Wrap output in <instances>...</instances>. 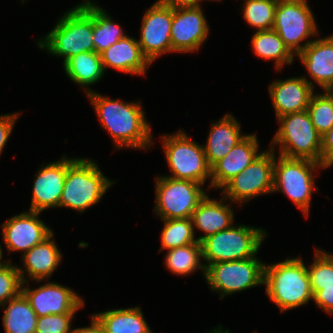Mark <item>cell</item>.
I'll return each mask as SVG.
<instances>
[{
	"instance_id": "cell-1",
	"label": "cell",
	"mask_w": 333,
	"mask_h": 333,
	"mask_svg": "<svg viewBox=\"0 0 333 333\" xmlns=\"http://www.w3.org/2000/svg\"><path fill=\"white\" fill-rule=\"evenodd\" d=\"M86 95L94 106L101 127L108 131L117 150H149L155 144L141 101L124 102L103 96L96 90Z\"/></svg>"
},
{
	"instance_id": "cell-2",
	"label": "cell",
	"mask_w": 333,
	"mask_h": 333,
	"mask_svg": "<svg viewBox=\"0 0 333 333\" xmlns=\"http://www.w3.org/2000/svg\"><path fill=\"white\" fill-rule=\"evenodd\" d=\"M58 19L53 29L37 41L39 49L62 57L63 63L79 53L95 52L92 0H84Z\"/></svg>"
},
{
	"instance_id": "cell-3",
	"label": "cell",
	"mask_w": 333,
	"mask_h": 333,
	"mask_svg": "<svg viewBox=\"0 0 333 333\" xmlns=\"http://www.w3.org/2000/svg\"><path fill=\"white\" fill-rule=\"evenodd\" d=\"M266 295L281 313L308 304L313 299L307 266L302 257L265 264Z\"/></svg>"
},
{
	"instance_id": "cell-4",
	"label": "cell",
	"mask_w": 333,
	"mask_h": 333,
	"mask_svg": "<svg viewBox=\"0 0 333 333\" xmlns=\"http://www.w3.org/2000/svg\"><path fill=\"white\" fill-rule=\"evenodd\" d=\"M115 181L108 179L92 159L78 157L67 169L59 208L79 213L100 202Z\"/></svg>"
},
{
	"instance_id": "cell-5",
	"label": "cell",
	"mask_w": 333,
	"mask_h": 333,
	"mask_svg": "<svg viewBox=\"0 0 333 333\" xmlns=\"http://www.w3.org/2000/svg\"><path fill=\"white\" fill-rule=\"evenodd\" d=\"M318 169H326V166L308 159L276 157L274 150L273 193H284L307 218L312 192H319L315 187L317 175L314 174Z\"/></svg>"
},
{
	"instance_id": "cell-6",
	"label": "cell",
	"mask_w": 333,
	"mask_h": 333,
	"mask_svg": "<svg viewBox=\"0 0 333 333\" xmlns=\"http://www.w3.org/2000/svg\"><path fill=\"white\" fill-rule=\"evenodd\" d=\"M267 235V231L261 227L234 224L231 228L210 235L200 242L202 258L206 261L203 264L206 268L216 262L255 257Z\"/></svg>"
},
{
	"instance_id": "cell-7",
	"label": "cell",
	"mask_w": 333,
	"mask_h": 333,
	"mask_svg": "<svg viewBox=\"0 0 333 333\" xmlns=\"http://www.w3.org/2000/svg\"><path fill=\"white\" fill-rule=\"evenodd\" d=\"M277 121L280 126L271 141L272 150L278 146L279 155L321 164V136L307 110L280 116Z\"/></svg>"
},
{
	"instance_id": "cell-8",
	"label": "cell",
	"mask_w": 333,
	"mask_h": 333,
	"mask_svg": "<svg viewBox=\"0 0 333 333\" xmlns=\"http://www.w3.org/2000/svg\"><path fill=\"white\" fill-rule=\"evenodd\" d=\"M163 144L166 162L171 174L167 177L177 180H190L205 185L210 180L211 166L209 165L203 145L190 139L184 130L160 136Z\"/></svg>"
},
{
	"instance_id": "cell-9",
	"label": "cell",
	"mask_w": 333,
	"mask_h": 333,
	"mask_svg": "<svg viewBox=\"0 0 333 333\" xmlns=\"http://www.w3.org/2000/svg\"><path fill=\"white\" fill-rule=\"evenodd\" d=\"M317 27L307 0H278L272 29L295 57L313 41L307 38L319 36Z\"/></svg>"
},
{
	"instance_id": "cell-10",
	"label": "cell",
	"mask_w": 333,
	"mask_h": 333,
	"mask_svg": "<svg viewBox=\"0 0 333 333\" xmlns=\"http://www.w3.org/2000/svg\"><path fill=\"white\" fill-rule=\"evenodd\" d=\"M265 264L257 256L209 264L205 280L211 291L219 293L221 300L236 292L264 285Z\"/></svg>"
},
{
	"instance_id": "cell-11",
	"label": "cell",
	"mask_w": 333,
	"mask_h": 333,
	"mask_svg": "<svg viewBox=\"0 0 333 333\" xmlns=\"http://www.w3.org/2000/svg\"><path fill=\"white\" fill-rule=\"evenodd\" d=\"M203 187L190 180H177L166 175L155 177V215L160 219L191 218L198 203L207 194Z\"/></svg>"
},
{
	"instance_id": "cell-12",
	"label": "cell",
	"mask_w": 333,
	"mask_h": 333,
	"mask_svg": "<svg viewBox=\"0 0 333 333\" xmlns=\"http://www.w3.org/2000/svg\"><path fill=\"white\" fill-rule=\"evenodd\" d=\"M274 150L263 151L240 174L228 181L220 190L228 201L242 207L260 195L273 193ZM243 204V205H242Z\"/></svg>"
},
{
	"instance_id": "cell-13",
	"label": "cell",
	"mask_w": 333,
	"mask_h": 333,
	"mask_svg": "<svg viewBox=\"0 0 333 333\" xmlns=\"http://www.w3.org/2000/svg\"><path fill=\"white\" fill-rule=\"evenodd\" d=\"M172 19L173 7L161 0L155 1L144 13L138 43L151 64L159 56L172 52Z\"/></svg>"
},
{
	"instance_id": "cell-14",
	"label": "cell",
	"mask_w": 333,
	"mask_h": 333,
	"mask_svg": "<svg viewBox=\"0 0 333 333\" xmlns=\"http://www.w3.org/2000/svg\"><path fill=\"white\" fill-rule=\"evenodd\" d=\"M202 6L173 8L172 52H197L209 36L208 21Z\"/></svg>"
},
{
	"instance_id": "cell-15",
	"label": "cell",
	"mask_w": 333,
	"mask_h": 333,
	"mask_svg": "<svg viewBox=\"0 0 333 333\" xmlns=\"http://www.w3.org/2000/svg\"><path fill=\"white\" fill-rule=\"evenodd\" d=\"M22 283V293L38 317L52 314L76 313L85 303L73 289L56 282H46L36 289Z\"/></svg>"
},
{
	"instance_id": "cell-16",
	"label": "cell",
	"mask_w": 333,
	"mask_h": 333,
	"mask_svg": "<svg viewBox=\"0 0 333 333\" xmlns=\"http://www.w3.org/2000/svg\"><path fill=\"white\" fill-rule=\"evenodd\" d=\"M62 158L42 164L38 168L32 187V199L29 211L42 213L46 209L59 208V200L64 189L68 167L77 159Z\"/></svg>"
},
{
	"instance_id": "cell-17",
	"label": "cell",
	"mask_w": 333,
	"mask_h": 333,
	"mask_svg": "<svg viewBox=\"0 0 333 333\" xmlns=\"http://www.w3.org/2000/svg\"><path fill=\"white\" fill-rule=\"evenodd\" d=\"M39 215L40 212L27 210L1 224L8 253L22 251L24 254L53 233Z\"/></svg>"
},
{
	"instance_id": "cell-18",
	"label": "cell",
	"mask_w": 333,
	"mask_h": 333,
	"mask_svg": "<svg viewBox=\"0 0 333 333\" xmlns=\"http://www.w3.org/2000/svg\"><path fill=\"white\" fill-rule=\"evenodd\" d=\"M256 134H246L229 152L211 167V189H221L240 174L263 152L259 151Z\"/></svg>"
},
{
	"instance_id": "cell-19",
	"label": "cell",
	"mask_w": 333,
	"mask_h": 333,
	"mask_svg": "<svg viewBox=\"0 0 333 333\" xmlns=\"http://www.w3.org/2000/svg\"><path fill=\"white\" fill-rule=\"evenodd\" d=\"M303 76L277 79L269 85V95L276 118L306 111L315 88Z\"/></svg>"
},
{
	"instance_id": "cell-20",
	"label": "cell",
	"mask_w": 333,
	"mask_h": 333,
	"mask_svg": "<svg viewBox=\"0 0 333 333\" xmlns=\"http://www.w3.org/2000/svg\"><path fill=\"white\" fill-rule=\"evenodd\" d=\"M53 236L54 232L44 241L21 255L23 267L17 266V269L22 283L28 282L27 279L29 278L31 281L42 283L49 279L60 265L63 254L59 251L58 243L54 241Z\"/></svg>"
},
{
	"instance_id": "cell-21",
	"label": "cell",
	"mask_w": 333,
	"mask_h": 333,
	"mask_svg": "<svg viewBox=\"0 0 333 333\" xmlns=\"http://www.w3.org/2000/svg\"><path fill=\"white\" fill-rule=\"evenodd\" d=\"M296 57L314 80H307L313 88L316 83L325 91L333 84V34L314 39Z\"/></svg>"
},
{
	"instance_id": "cell-22",
	"label": "cell",
	"mask_w": 333,
	"mask_h": 333,
	"mask_svg": "<svg viewBox=\"0 0 333 333\" xmlns=\"http://www.w3.org/2000/svg\"><path fill=\"white\" fill-rule=\"evenodd\" d=\"M100 57L105 72L108 67L121 73L140 76L145 75L151 65L142 53L138 40L128 35L101 52Z\"/></svg>"
},
{
	"instance_id": "cell-23",
	"label": "cell",
	"mask_w": 333,
	"mask_h": 333,
	"mask_svg": "<svg viewBox=\"0 0 333 333\" xmlns=\"http://www.w3.org/2000/svg\"><path fill=\"white\" fill-rule=\"evenodd\" d=\"M219 200L210 198L206 194L193 211L191 216L193 228L204 233L197 238L198 242L234 225V209L231 207L233 205L225 203L227 199L223 196Z\"/></svg>"
},
{
	"instance_id": "cell-24",
	"label": "cell",
	"mask_w": 333,
	"mask_h": 333,
	"mask_svg": "<svg viewBox=\"0 0 333 333\" xmlns=\"http://www.w3.org/2000/svg\"><path fill=\"white\" fill-rule=\"evenodd\" d=\"M241 125L231 113H227L220 120L212 122L204 152L209 165L212 167L224 158L228 152L244 137Z\"/></svg>"
},
{
	"instance_id": "cell-25",
	"label": "cell",
	"mask_w": 333,
	"mask_h": 333,
	"mask_svg": "<svg viewBox=\"0 0 333 333\" xmlns=\"http://www.w3.org/2000/svg\"><path fill=\"white\" fill-rule=\"evenodd\" d=\"M63 69L66 76L81 86L86 94L93 91L91 85L101 80L105 72L100 54L96 52H83L70 57L63 63Z\"/></svg>"
},
{
	"instance_id": "cell-26",
	"label": "cell",
	"mask_w": 333,
	"mask_h": 333,
	"mask_svg": "<svg viewBox=\"0 0 333 333\" xmlns=\"http://www.w3.org/2000/svg\"><path fill=\"white\" fill-rule=\"evenodd\" d=\"M105 333H153L140 306L111 309L93 314Z\"/></svg>"
},
{
	"instance_id": "cell-27",
	"label": "cell",
	"mask_w": 333,
	"mask_h": 333,
	"mask_svg": "<svg viewBox=\"0 0 333 333\" xmlns=\"http://www.w3.org/2000/svg\"><path fill=\"white\" fill-rule=\"evenodd\" d=\"M251 46L253 52L259 58L267 61L274 60V66L278 72L285 65H292L295 58L279 34L273 29L253 33Z\"/></svg>"
},
{
	"instance_id": "cell-28",
	"label": "cell",
	"mask_w": 333,
	"mask_h": 333,
	"mask_svg": "<svg viewBox=\"0 0 333 333\" xmlns=\"http://www.w3.org/2000/svg\"><path fill=\"white\" fill-rule=\"evenodd\" d=\"M1 307L5 333H35L38 316L22 292Z\"/></svg>"
},
{
	"instance_id": "cell-29",
	"label": "cell",
	"mask_w": 333,
	"mask_h": 333,
	"mask_svg": "<svg viewBox=\"0 0 333 333\" xmlns=\"http://www.w3.org/2000/svg\"><path fill=\"white\" fill-rule=\"evenodd\" d=\"M164 259L166 268L175 275L186 276L201 270L203 277H205L200 242L168 250Z\"/></svg>"
},
{
	"instance_id": "cell-30",
	"label": "cell",
	"mask_w": 333,
	"mask_h": 333,
	"mask_svg": "<svg viewBox=\"0 0 333 333\" xmlns=\"http://www.w3.org/2000/svg\"><path fill=\"white\" fill-rule=\"evenodd\" d=\"M96 3L93 2V44L95 52L100 54L128 34H125L122 27L113 22L107 11Z\"/></svg>"
},
{
	"instance_id": "cell-31",
	"label": "cell",
	"mask_w": 333,
	"mask_h": 333,
	"mask_svg": "<svg viewBox=\"0 0 333 333\" xmlns=\"http://www.w3.org/2000/svg\"><path fill=\"white\" fill-rule=\"evenodd\" d=\"M161 220L164 223V227L161 231V247L159 252L198 242L197 238H195L191 218Z\"/></svg>"
},
{
	"instance_id": "cell-32",
	"label": "cell",
	"mask_w": 333,
	"mask_h": 333,
	"mask_svg": "<svg viewBox=\"0 0 333 333\" xmlns=\"http://www.w3.org/2000/svg\"><path fill=\"white\" fill-rule=\"evenodd\" d=\"M277 3L278 0H246L242 7L243 18L256 31L271 30Z\"/></svg>"
},
{
	"instance_id": "cell-33",
	"label": "cell",
	"mask_w": 333,
	"mask_h": 333,
	"mask_svg": "<svg viewBox=\"0 0 333 333\" xmlns=\"http://www.w3.org/2000/svg\"><path fill=\"white\" fill-rule=\"evenodd\" d=\"M307 111L316 131L322 137L333 126V99L326 91L313 93Z\"/></svg>"
},
{
	"instance_id": "cell-34",
	"label": "cell",
	"mask_w": 333,
	"mask_h": 333,
	"mask_svg": "<svg viewBox=\"0 0 333 333\" xmlns=\"http://www.w3.org/2000/svg\"><path fill=\"white\" fill-rule=\"evenodd\" d=\"M326 252L316 247L314 260L307 266L313 294L323 287L333 286V257Z\"/></svg>"
},
{
	"instance_id": "cell-35",
	"label": "cell",
	"mask_w": 333,
	"mask_h": 333,
	"mask_svg": "<svg viewBox=\"0 0 333 333\" xmlns=\"http://www.w3.org/2000/svg\"><path fill=\"white\" fill-rule=\"evenodd\" d=\"M22 292V280L17 265L6 259L0 263V307Z\"/></svg>"
},
{
	"instance_id": "cell-36",
	"label": "cell",
	"mask_w": 333,
	"mask_h": 333,
	"mask_svg": "<svg viewBox=\"0 0 333 333\" xmlns=\"http://www.w3.org/2000/svg\"><path fill=\"white\" fill-rule=\"evenodd\" d=\"M76 313L52 314L38 317L35 333H72L71 321Z\"/></svg>"
},
{
	"instance_id": "cell-37",
	"label": "cell",
	"mask_w": 333,
	"mask_h": 333,
	"mask_svg": "<svg viewBox=\"0 0 333 333\" xmlns=\"http://www.w3.org/2000/svg\"><path fill=\"white\" fill-rule=\"evenodd\" d=\"M21 113L0 115V156Z\"/></svg>"
},
{
	"instance_id": "cell-38",
	"label": "cell",
	"mask_w": 333,
	"mask_h": 333,
	"mask_svg": "<svg viewBox=\"0 0 333 333\" xmlns=\"http://www.w3.org/2000/svg\"><path fill=\"white\" fill-rule=\"evenodd\" d=\"M316 306L323 309L324 312L333 315V286L323 287V289L316 291L312 299Z\"/></svg>"
},
{
	"instance_id": "cell-39",
	"label": "cell",
	"mask_w": 333,
	"mask_h": 333,
	"mask_svg": "<svg viewBox=\"0 0 333 333\" xmlns=\"http://www.w3.org/2000/svg\"><path fill=\"white\" fill-rule=\"evenodd\" d=\"M333 160V126L321 137V164L327 166Z\"/></svg>"
},
{
	"instance_id": "cell-40",
	"label": "cell",
	"mask_w": 333,
	"mask_h": 333,
	"mask_svg": "<svg viewBox=\"0 0 333 333\" xmlns=\"http://www.w3.org/2000/svg\"><path fill=\"white\" fill-rule=\"evenodd\" d=\"M90 317L91 323L89 326L73 329L72 333H105L97 318L93 314Z\"/></svg>"
},
{
	"instance_id": "cell-41",
	"label": "cell",
	"mask_w": 333,
	"mask_h": 333,
	"mask_svg": "<svg viewBox=\"0 0 333 333\" xmlns=\"http://www.w3.org/2000/svg\"><path fill=\"white\" fill-rule=\"evenodd\" d=\"M173 8L201 6V0H161Z\"/></svg>"
},
{
	"instance_id": "cell-42",
	"label": "cell",
	"mask_w": 333,
	"mask_h": 333,
	"mask_svg": "<svg viewBox=\"0 0 333 333\" xmlns=\"http://www.w3.org/2000/svg\"><path fill=\"white\" fill-rule=\"evenodd\" d=\"M208 333H231L228 329L223 330L221 324L219 327H214V329L210 330Z\"/></svg>"
},
{
	"instance_id": "cell-43",
	"label": "cell",
	"mask_w": 333,
	"mask_h": 333,
	"mask_svg": "<svg viewBox=\"0 0 333 333\" xmlns=\"http://www.w3.org/2000/svg\"><path fill=\"white\" fill-rule=\"evenodd\" d=\"M328 95L333 99V84L330 85L326 90H325Z\"/></svg>"
},
{
	"instance_id": "cell-44",
	"label": "cell",
	"mask_w": 333,
	"mask_h": 333,
	"mask_svg": "<svg viewBox=\"0 0 333 333\" xmlns=\"http://www.w3.org/2000/svg\"><path fill=\"white\" fill-rule=\"evenodd\" d=\"M2 257H3V250H2L1 243H0V263L4 261V260H2Z\"/></svg>"
},
{
	"instance_id": "cell-45",
	"label": "cell",
	"mask_w": 333,
	"mask_h": 333,
	"mask_svg": "<svg viewBox=\"0 0 333 333\" xmlns=\"http://www.w3.org/2000/svg\"><path fill=\"white\" fill-rule=\"evenodd\" d=\"M332 165H333V160L326 166V168L329 169L330 166H332Z\"/></svg>"
},
{
	"instance_id": "cell-46",
	"label": "cell",
	"mask_w": 333,
	"mask_h": 333,
	"mask_svg": "<svg viewBox=\"0 0 333 333\" xmlns=\"http://www.w3.org/2000/svg\"><path fill=\"white\" fill-rule=\"evenodd\" d=\"M201 1H202V0H201ZM203 1H204V0H203ZM206 1H210V2H211V1H216V2H217V1H222V0H206Z\"/></svg>"
}]
</instances>
